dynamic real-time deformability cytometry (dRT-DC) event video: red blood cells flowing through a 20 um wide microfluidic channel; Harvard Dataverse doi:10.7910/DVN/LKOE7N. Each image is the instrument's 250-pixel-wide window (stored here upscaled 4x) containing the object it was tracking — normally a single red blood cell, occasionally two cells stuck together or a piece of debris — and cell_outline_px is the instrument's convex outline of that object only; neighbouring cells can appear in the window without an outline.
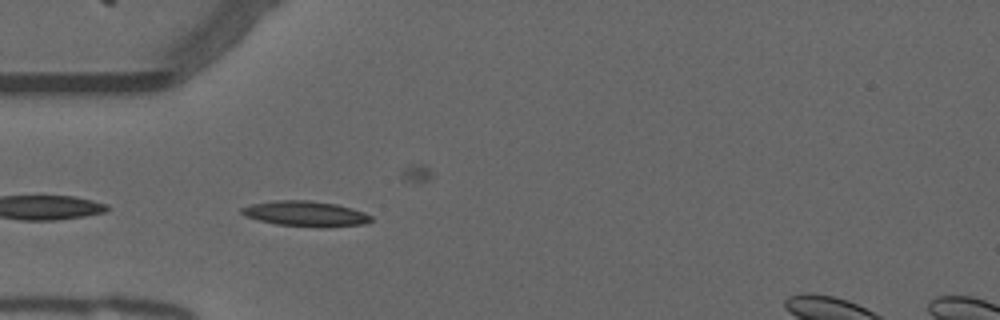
{"species": "common noctule bat (a hibernating species)", "species_latin": "Nyctalus noctula", "temperature_condition": "warm", "stored_images_in_passage": 39, "camera_frame_rate_fps": 3000, "um_per_image_px": 0.085, "animal": {"sex": "male", "forearm_length_mm": 52.5}, "frame": {"image": 1, "passage_image": 2, "time_ms": 0.333, "image_size_px": [1000, 320], "cell_outline_px": [[372, 220], [364, 224], [320, 228], [276, 224], [244, 216], [240, 212], [240, 208], [252, 204], [276, 200], [308, 200], [336, 204], [352, 208], [364, 212], [372, 216]], "centroid_in_image_um": [25.98, 18.17], "position_along_channel_um": 59.0, "area_um2": 19.19}}
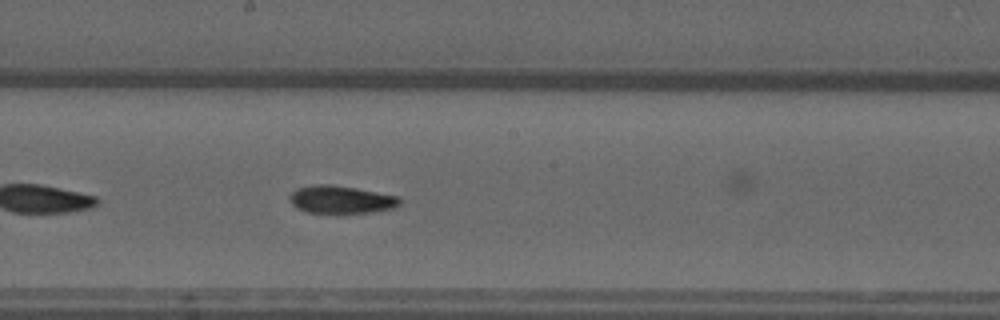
{"frame": {"image": 2, "passage_image": 15, "time_ms": 4.667, "image_size_px": [1000, 320], "cell_outline_px": [[400, 204], [396, 208], [372, 212], [308, 212], [296, 208], [292, 204], [288, 196], [296, 188], [316, 184], [332, 184], [396, 196], [400, 200]], "centroid_in_image_um": [28.95, 16.95], "position_along_channel_um": 219.3, "area_um2": 17.51}}
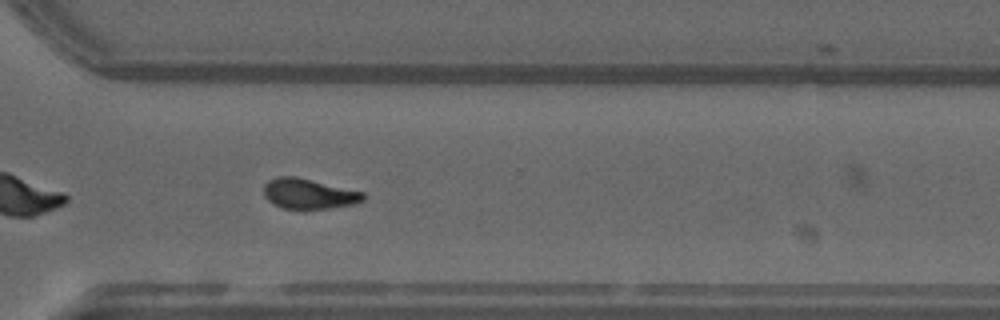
{"frame": {"image": 3, "passage_image": 25, "time_ms": 8.0, "image_size_px": [1000, 320], "cell_outline_px": [[364, 200], [352, 204], [332, 208], [284, 208], [268, 200], [264, 196], [264, 184], [268, 180], [276, 176], [296, 176], [364, 192]], "centroid_in_image_um": [26.23, 16.45], "position_along_channel_um": 344.4, "area_um2": 17.34}}